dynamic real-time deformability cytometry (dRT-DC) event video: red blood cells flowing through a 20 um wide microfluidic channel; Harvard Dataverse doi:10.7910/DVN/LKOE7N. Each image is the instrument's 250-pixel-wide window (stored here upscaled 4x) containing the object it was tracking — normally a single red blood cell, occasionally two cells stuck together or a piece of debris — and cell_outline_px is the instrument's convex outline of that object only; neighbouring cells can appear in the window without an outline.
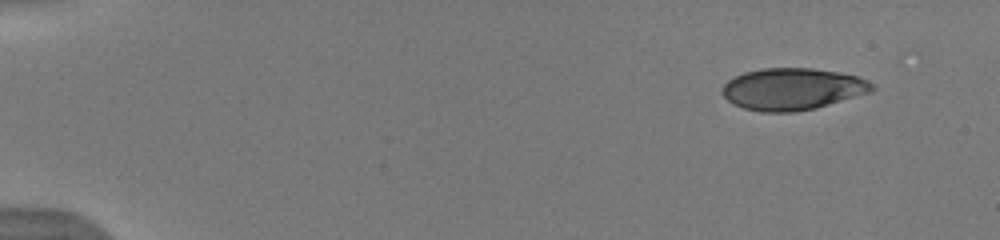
{"species": "human", "species_latin": "Homo sapiens", "temperature_condition": "warm", "stored_images_in_passage": 20, "camera_frame_rate_fps": 3000, "um_per_image_px": 0.085, "donor": {"sex": "male"}, "frame": {"image": 1, "passage_image": 1, "time_ms": 0.0, "image_size_px": [1000, 240], "cell_outline_px": [[876, 88], [872, 92], [816, 108], [796, 112], [760, 112], [744, 108], [732, 104], [720, 92], [724, 84], [728, 80], [744, 72], [760, 68], [812, 68], [860, 76], [868, 80]], "centroid_in_image_um": [67.36, 7.57], "position_along_channel_um": 17.6, "area_um2": 36.82}}
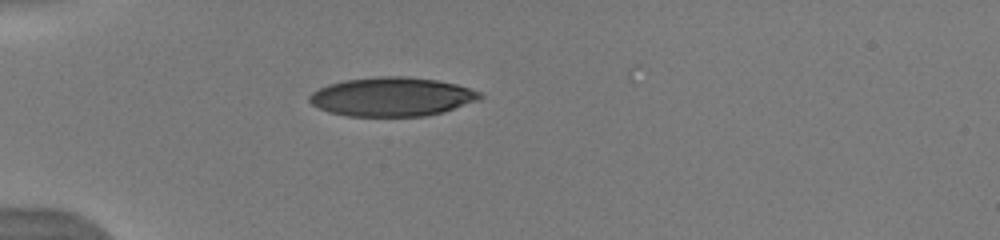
{"frame": {"image": 2, "passage_image": 17, "time_ms": 3.667, "image_size_px": [1000, 240], "cell_outline_px": [[484, 96], [480, 100], [444, 112], [424, 116], [348, 116], [328, 112], [312, 104], [308, 100], [308, 96], [312, 92], [328, 84], [344, 80], [376, 76], [408, 76], [436, 80], [456, 84], [480, 92]], "centroid_in_image_um": [33.32, 8.22], "position_along_channel_um": 51.7, "area_um2": 38.9}}